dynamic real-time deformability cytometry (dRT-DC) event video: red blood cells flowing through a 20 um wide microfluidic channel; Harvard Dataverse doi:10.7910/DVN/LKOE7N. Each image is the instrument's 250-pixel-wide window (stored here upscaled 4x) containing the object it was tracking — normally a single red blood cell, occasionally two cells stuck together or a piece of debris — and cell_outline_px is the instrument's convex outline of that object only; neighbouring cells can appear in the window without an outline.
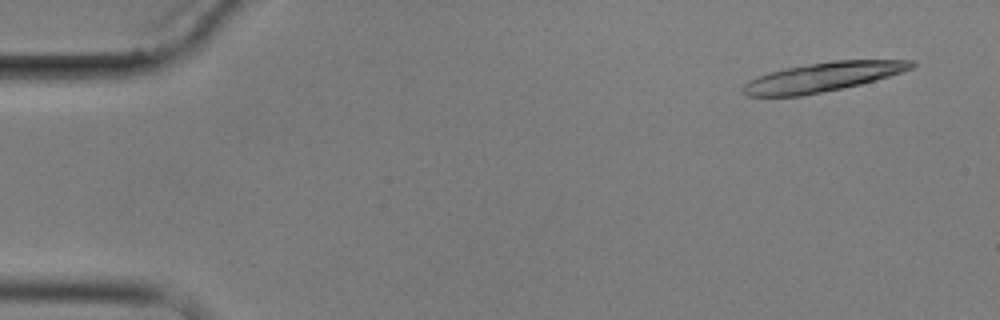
{"species": "common noctule bat (a hibernating species)", "species_latin": "Nyctalus noctula", "temperature_condition": "cold", "stored_images_in_passage": 7, "segment_of_instrument_passage": [1, 2], "camera_frame_rate_fps": 3000, "um_per_image_px": 0.085, "animal": {"sex": "male", "body_mass_g": 17.9}, "frame": {"image": 1, "passage_image": 1, "time_ms": 0.0, "image_size_px": [1000, 320], "cell_outline_px": [[916, 64], [912, 68], [876, 80], [860, 84], [800, 96], [748, 96], [744, 92], [744, 84], [748, 80], [768, 72], [788, 68], [836, 60], [916, 60]], "centroid_in_image_um": [69.95, 6.54], "position_along_channel_um": 15.0, "area_um2": 28.09}}